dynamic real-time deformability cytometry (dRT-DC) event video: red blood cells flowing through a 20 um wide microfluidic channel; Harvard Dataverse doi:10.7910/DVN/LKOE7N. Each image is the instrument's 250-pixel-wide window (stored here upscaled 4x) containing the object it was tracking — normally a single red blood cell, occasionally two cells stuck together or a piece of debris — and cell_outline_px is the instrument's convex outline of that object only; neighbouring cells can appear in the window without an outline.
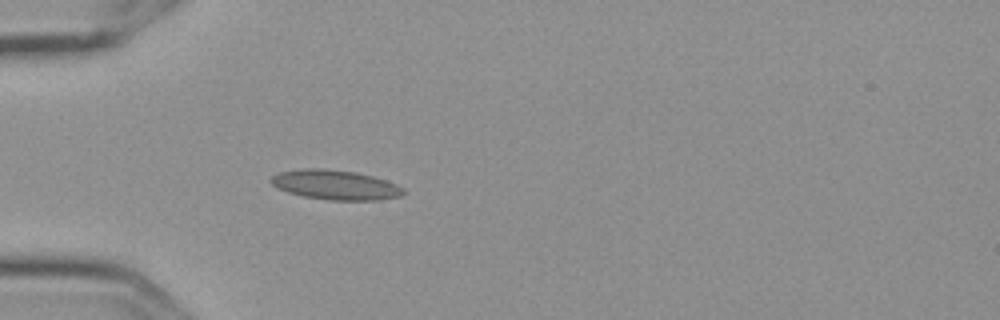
{"species": "Egyptian fruit bat (a non-hibernating species)", "species_latin": "Rousettus aegyptiacus", "temperature_condition": "cold", "stored_images_in_passage": 3, "camera_frame_rate_fps": 3000, "um_per_image_px": 0.085, "frame": {"image": 1, "passage_image": 3, "time_ms": 0.667, "image_size_px": [1000, 320], "cell_outline_px": [[404, 192], [400, 196], [380, 200], [328, 200], [304, 196], [288, 192], [276, 188], [268, 180], [272, 176], [280, 172], [300, 168], [324, 168], [356, 172], [372, 176], [396, 184], [404, 188]], "centroid_in_image_um": [28.47, 15.71], "position_along_channel_um": 56.5, "area_um2": 22.95}}